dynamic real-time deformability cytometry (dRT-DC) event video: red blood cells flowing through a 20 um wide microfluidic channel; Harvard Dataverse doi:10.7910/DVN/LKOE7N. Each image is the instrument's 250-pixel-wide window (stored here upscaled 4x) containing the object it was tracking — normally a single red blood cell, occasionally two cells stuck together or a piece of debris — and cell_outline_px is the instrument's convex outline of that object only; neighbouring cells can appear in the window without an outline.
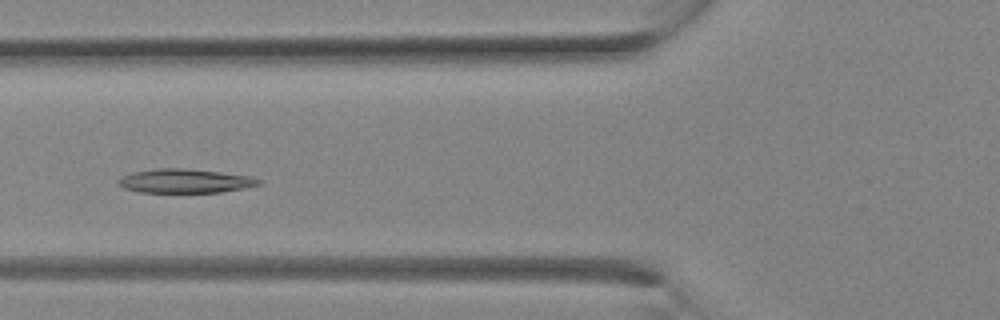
{"species": "Egyptian fruit bat (a non-hibernating species)", "species_latin": "Rousettus aegyptiacus", "temperature_condition": "room temperature", "stored_images_in_passage": 10, "camera_frame_rate_fps": 3000, "um_per_image_px": 0.085, "animal": {"sex": "female"}, "frame": {"image": 1, "passage_image": 5, "time_ms": 1.333, "image_size_px": [1000, 320], "cell_outline_px": [[264, 180], [260, 184], [244, 188], [220, 192], [140, 192], [124, 188], [116, 184], [116, 180], [132, 172], [156, 168], [184, 168], [220, 172], [248, 176]], "centroid_in_image_um": [15.7, 15.38], "position_along_channel_um": 110.1, "area_um2": 19.59}}
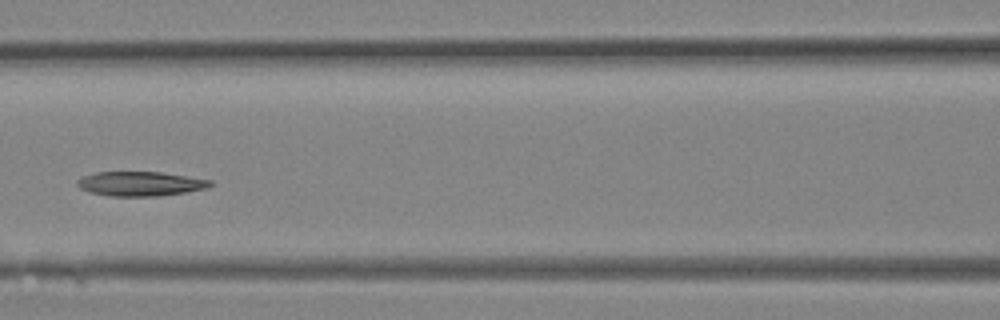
{"frame": {"image": 2, "passage_image": 7, "time_ms": 2.0, "image_size_px": [1000, 320], "cell_outline_px": [[212, 184], [208, 188], [184, 192], [156, 196], [108, 196], [92, 192], [80, 188], [76, 184], [76, 180], [84, 176], [96, 172], [160, 172], [188, 176], [212, 180]], "centroid_in_image_um": [11.93, 15.61], "position_along_channel_um": 154.7, "area_um2": 18.84}}
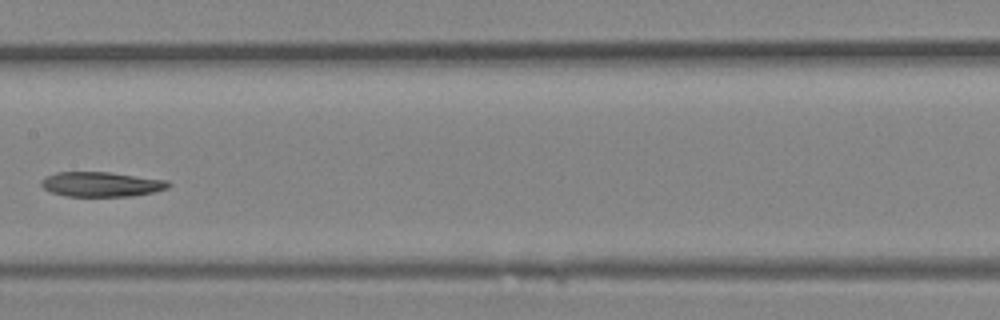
{"frame": {"image": 3, "passage_image": 9, "time_ms": 2.667, "image_size_px": [1000, 320], "cell_outline_px": [[172, 184], [168, 188], [152, 192], [132, 196], [64, 196], [52, 192], [44, 188], [40, 184], [40, 180], [44, 176], [56, 172], [108, 172], [168, 180]], "centroid_in_image_um": [8.59, 15.66], "position_along_channel_um": 198.8, "area_um2": 18.44}}